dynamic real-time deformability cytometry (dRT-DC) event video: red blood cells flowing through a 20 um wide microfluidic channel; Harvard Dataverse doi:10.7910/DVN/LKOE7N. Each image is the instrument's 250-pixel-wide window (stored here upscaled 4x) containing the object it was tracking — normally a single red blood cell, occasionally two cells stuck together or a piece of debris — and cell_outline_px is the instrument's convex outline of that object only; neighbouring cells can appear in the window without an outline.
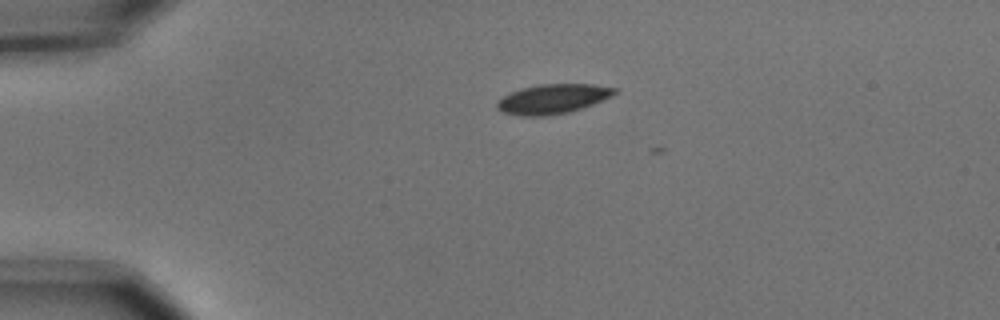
{"species": "common noctule bat (a hibernating species)", "species_latin": "Nyctalus noctula", "temperature_condition": "cold", "stored_images_in_passage": 4, "camera_frame_rate_fps": 3000, "um_per_image_px": 0.085, "animal": {"sex": "male", "body_mass_g": 15.6}, "frame": {"image": 1, "passage_image": 2, "time_ms": 0.333, "image_size_px": [1000, 320], "cell_outline_px": [[620, 88], [612, 96], [592, 104], [568, 112], [548, 116], [520, 116], [504, 112], [496, 108], [496, 100], [520, 88], [540, 84], [592, 84]], "centroid_in_image_um": [46.98, 8.4], "position_along_channel_um": 38.0, "area_um2": 20.29}}